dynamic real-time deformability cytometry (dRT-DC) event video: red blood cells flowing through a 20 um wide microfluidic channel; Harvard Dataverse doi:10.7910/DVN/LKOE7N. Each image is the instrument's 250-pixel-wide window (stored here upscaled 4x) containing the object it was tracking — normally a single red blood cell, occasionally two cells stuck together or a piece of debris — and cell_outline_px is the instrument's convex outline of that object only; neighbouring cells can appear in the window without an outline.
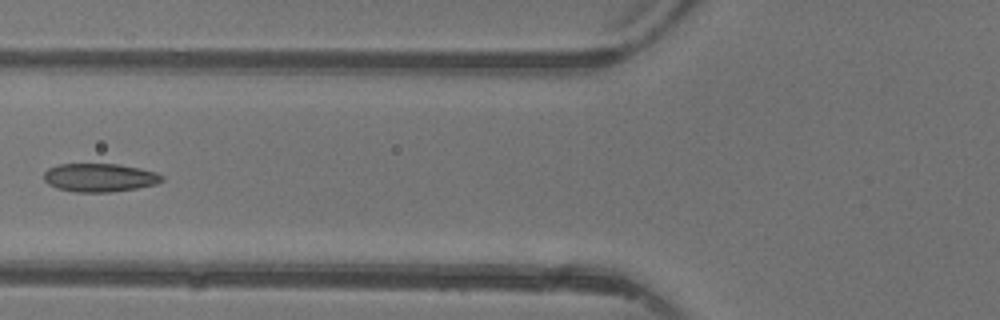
{"species": "common noctule bat (a hibernating species)", "species_latin": "Nyctalus noctula", "temperature_condition": "warm", "stored_images_in_passage": 4, "camera_frame_rate_fps": 3000, "um_per_image_px": 0.085, "animal": {"sex": "female"}, "frame": {"image": 1, "passage_image": 4, "time_ms": 4.667, "image_size_px": [1000, 320], "cell_outline_px": [[164, 180], [156, 184], [136, 188], [112, 192], [76, 192], [56, 188], [48, 184], [44, 180], [44, 172], [48, 168], [60, 164], [116, 164], [140, 168], [156, 172], [164, 176]], "centroid_in_image_um": [8.47, 15.1], "position_along_channel_um": 117.3, "area_um2": 19.59}}